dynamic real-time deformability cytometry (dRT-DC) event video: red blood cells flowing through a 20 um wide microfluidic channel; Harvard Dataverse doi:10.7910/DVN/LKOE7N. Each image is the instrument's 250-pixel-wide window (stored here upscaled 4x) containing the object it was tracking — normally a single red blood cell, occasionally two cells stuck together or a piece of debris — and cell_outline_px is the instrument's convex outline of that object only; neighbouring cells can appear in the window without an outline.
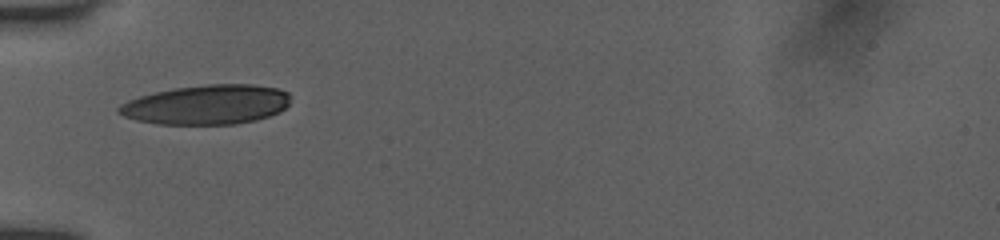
{"species": "human", "species_latin": "Homo sapiens", "temperature_condition": "room temperature", "stored_images_in_passage": 37, "camera_frame_rate_fps": 3000, "um_per_image_px": 0.085, "donor": {"sex": "female"}, "frame": {"image": 1, "passage_image": 1, "time_ms": 0.0, "image_size_px": [1000, 240], "cell_outline_px": [[288, 104], [280, 112], [256, 120], [236, 124], [156, 124], [136, 120], [124, 116], [116, 112], [116, 108], [120, 104], [128, 100], [140, 96], [156, 92], [176, 88], [208, 84], [252, 84], [276, 88], [288, 92]], "centroid_in_image_um": [17.54, 8.9], "position_along_channel_um": 67.5, "area_um2": 39.48}}
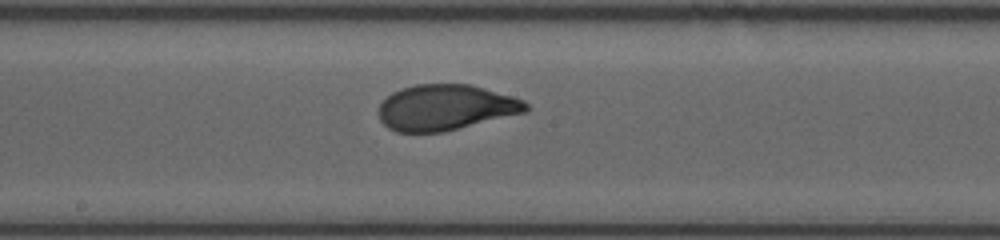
{"frame": {"image": 2, "passage_image": 19, "time_ms": 3.667, "image_size_px": [1000, 240], "cell_outline_px": [[528, 108], [524, 112], [444, 132], [396, 132], [388, 128], [380, 120], [380, 104], [392, 92], [400, 88], [416, 84], [468, 84], [484, 88], [512, 96], [524, 100], [528, 104]], "centroid_in_image_um": [37.85, 9.13], "position_along_channel_um": 210.3, "area_um2": 38.96}}
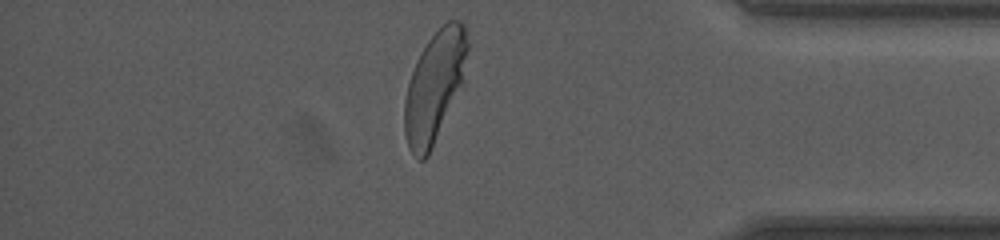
{"frame": {"image": 3, "passage_image": 33, "time_ms": 9.0, "image_size_px": [1000, 240], "cell_outline_px": [[468, 48], [460, 84], [432, 148], [428, 156], [424, 160], [420, 160], [412, 156], [408, 148], [404, 136], [404, 100], [408, 84], [416, 60], [420, 52], [428, 40], [448, 20], [460, 20], [464, 24], [468, 40]], "centroid_in_image_um": [36.88, 7.37], "position_along_channel_um": 398.3, "area_um2": 39.77}, "authors_computed_cell_mechanics": {"area_um2": 39.7664, "velocity_mm_per_s": 3.9539, "shape_relaxation_time_tau1_ms": 3.4011, "shape_relaxation_time_tau2_ms": null, "deformation_change_tau1": 0.1573, "deformation_change_tau2": null}}